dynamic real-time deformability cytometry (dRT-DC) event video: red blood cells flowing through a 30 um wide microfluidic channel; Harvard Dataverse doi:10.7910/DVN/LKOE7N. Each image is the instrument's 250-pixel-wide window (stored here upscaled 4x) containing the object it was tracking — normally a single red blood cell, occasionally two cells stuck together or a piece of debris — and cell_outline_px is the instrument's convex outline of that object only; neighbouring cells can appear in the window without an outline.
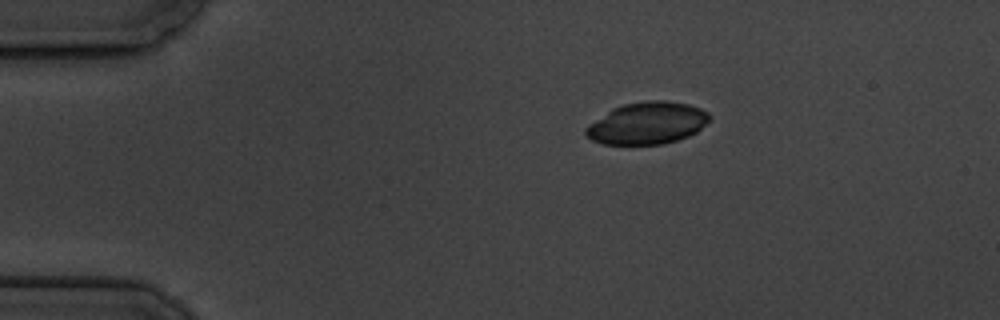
{"species": "common noctule bat (a hibernating species)", "species_latin": "Nyctalus noctula", "temperature_condition": "cold", "stored_images_in_passage": 3, "camera_frame_rate_fps": 3000, "um_per_image_px": 0.085, "animal": {"sex": "male", "body_mass_g": 19.5, "forearm_length_mm": 54.6}, "frame": {"image": 1, "passage_image": 1, "time_ms": 0.0, "image_size_px": [1000, 320], "cell_outline_px": [[712, 116], [696, 132], [688, 136], [664, 144], [604, 144], [592, 140], [584, 132], [584, 128], [588, 124], [612, 108], [624, 104], [648, 100], [664, 100], [688, 104], [700, 108], [708, 112]], "centroid_in_image_um": [55.0, 10.46], "position_along_channel_um": 30.0, "area_um2": 30.23}}